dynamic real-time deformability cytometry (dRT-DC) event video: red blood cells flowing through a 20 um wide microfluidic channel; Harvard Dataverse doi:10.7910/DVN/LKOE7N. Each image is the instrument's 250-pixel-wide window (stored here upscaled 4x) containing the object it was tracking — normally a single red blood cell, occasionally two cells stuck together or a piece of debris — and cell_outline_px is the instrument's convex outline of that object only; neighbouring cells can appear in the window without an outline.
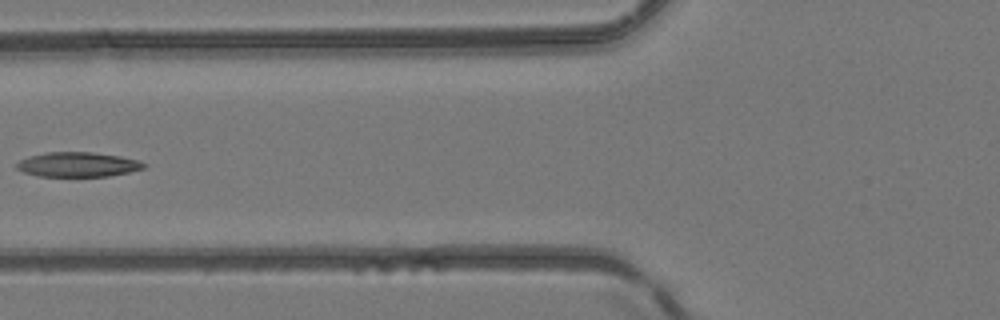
{"species": "common noctule bat (a hibernating species)", "species_latin": "Nyctalus noctula", "temperature_condition": "room temperature", "stored_images_in_passage": 6, "camera_frame_rate_fps": 3000, "um_per_image_px": 0.085, "animal": {"sex": "female", "body_mass_g": 24.6, "forearm_length_mm": 56.2}, "frame": {"image": 1, "passage_image": 6, "time_ms": 5.667, "image_size_px": [1000, 320], "cell_outline_px": [[148, 164], [144, 168], [128, 172], [108, 176], [40, 176], [24, 172], [16, 168], [16, 164], [20, 160], [28, 156], [48, 152], [92, 152], [120, 156], [140, 160]], "centroid_in_image_um": [6.64, 13.97], "position_along_channel_um": 119.2, "area_um2": 18.26}}